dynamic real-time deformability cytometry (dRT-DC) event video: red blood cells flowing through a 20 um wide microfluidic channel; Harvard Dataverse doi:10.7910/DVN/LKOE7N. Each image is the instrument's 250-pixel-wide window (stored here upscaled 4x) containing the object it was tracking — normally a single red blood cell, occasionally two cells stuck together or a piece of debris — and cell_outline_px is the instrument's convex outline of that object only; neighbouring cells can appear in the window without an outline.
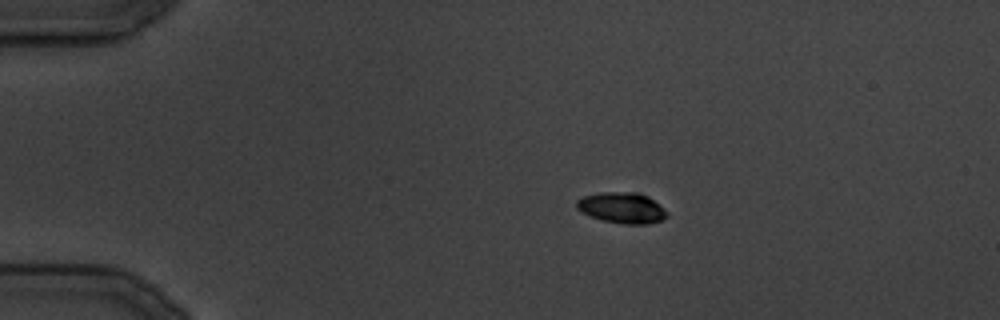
{"species": "common noctule bat (a hibernating species)", "species_latin": "Nyctalus noctula", "temperature_condition": "cold", "stored_images_in_passage": 11, "camera_frame_rate_fps": 3000, "um_per_image_px": 0.085, "animal": {"sex": "male", "body_mass_g": 19.5, "forearm_length_mm": 54.6}, "frame": {"image": 1, "passage_image": 4, "time_ms": 4.333, "image_size_px": [1000, 320], "cell_outline_px": [[668, 216], [664, 220], [648, 224], [624, 224], [600, 220], [580, 212], [576, 208], [576, 200], [584, 196], [600, 192], [636, 192], [648, 196], [660, 204], [668, 212]], "centroid_in_image_um": [52.88, 17.67], "position_along_channel_um": 32.1, "area_um2": 16.59}}